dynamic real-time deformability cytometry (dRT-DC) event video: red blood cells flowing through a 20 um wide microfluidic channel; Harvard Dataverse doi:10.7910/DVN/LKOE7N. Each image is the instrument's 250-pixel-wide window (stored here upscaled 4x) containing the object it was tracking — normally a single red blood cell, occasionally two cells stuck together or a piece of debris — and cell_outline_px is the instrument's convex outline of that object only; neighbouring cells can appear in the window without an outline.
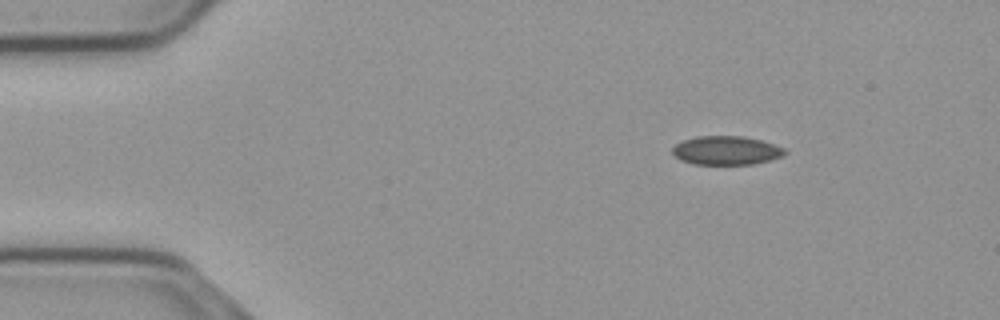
{"species": "common noctule bat (a hibernating species)", "species_latin": "Nyctalus noctula", "temperature_condition": "cold", "stored_images_in_passage": 54, "camera_frame_rate_fps": 3000, "um_per_image_px": 0.085, "animal": {"sex": "male", "body_mass_g": 23.1, "forearm_length_mm": 52.7}, "frame": {"image": 1, "passage_image": 7, "time_ms": 2.0, "image_size_px": [1000, 320], "cell_outline_px": [[788, 152], [780, 156], [768, 160], [752, 164], [692, 164], [676, 156], [672, 152], [672, 148], [676, 144], [684, 140], [696, 136], [740, 136], [760, 140], [784, 148]], "centroid_in_image_um": [61.71, 12.78], "position_along_channel_um": 23.3, "area_um2": 18.5}}
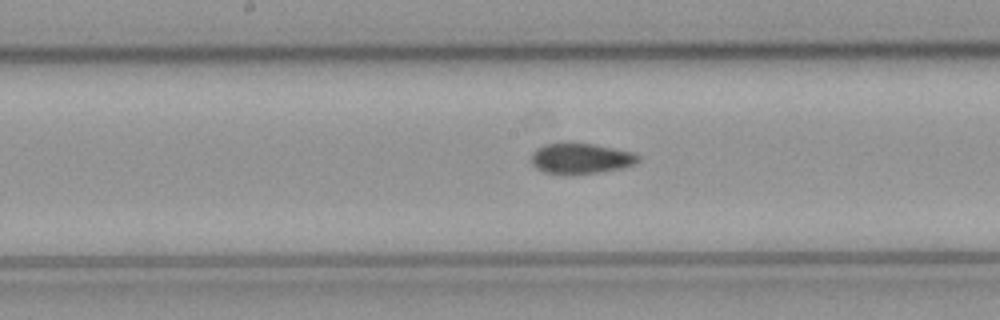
{"frame": {"image": 2, "passage_image": 27, "time_ms": 8.667, "image_size_px": [1000, 320], "cell_outline_px": [[640, 160], [636, 164], [620, 168], [596, 172], [544, 172], [536, 168], [532, 164], [532, 152], [536, 148], [548, 144], [568, 140], [592, 144], [636, 152], [640, 156]], "centroid_in_image_um": [49.39, 13.4], "position_along_channel_um": 198.8, "area_um2": 18.96}}
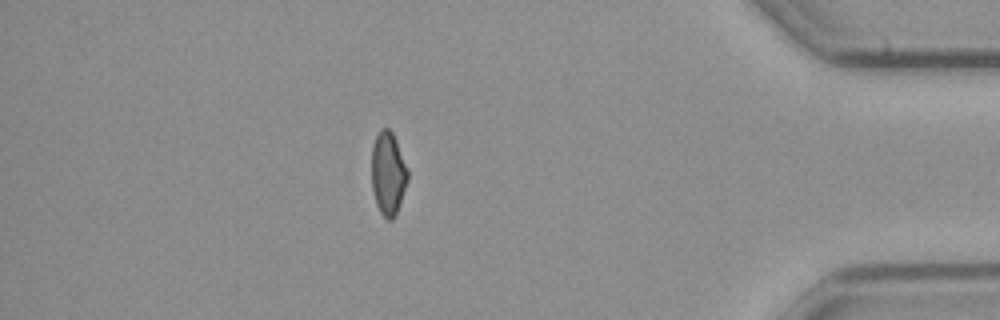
{"frame": {"image": 3, "passage_image": 47, "time_ms": 15.333, "image_size_px": [1000, 320], "cell_outline_px": [[408, 180], [396, 212], [392, 220], [388, 220], [380, 212], [376, 204], [372, 188], [372, 148], [376, 136], [380, 128], [388, 128], [392, 132], [396, 140], [408, 168]], "centroid_in_image_um": [32.99, 14.72], "position_along_channel_um": 402.2, "area_um2": 17.4}, "authors_computed_cell_mechanics": {"area_um2": 18.785, "velocity_mm_per_s": 3.7304, "shape_relaxation_time_tau1_ms": null, "shape_relaxation_time_tau2_ms": 4.6211, "deformation_change_tau1": null, "deformation_change_tau2": 0.1045}}